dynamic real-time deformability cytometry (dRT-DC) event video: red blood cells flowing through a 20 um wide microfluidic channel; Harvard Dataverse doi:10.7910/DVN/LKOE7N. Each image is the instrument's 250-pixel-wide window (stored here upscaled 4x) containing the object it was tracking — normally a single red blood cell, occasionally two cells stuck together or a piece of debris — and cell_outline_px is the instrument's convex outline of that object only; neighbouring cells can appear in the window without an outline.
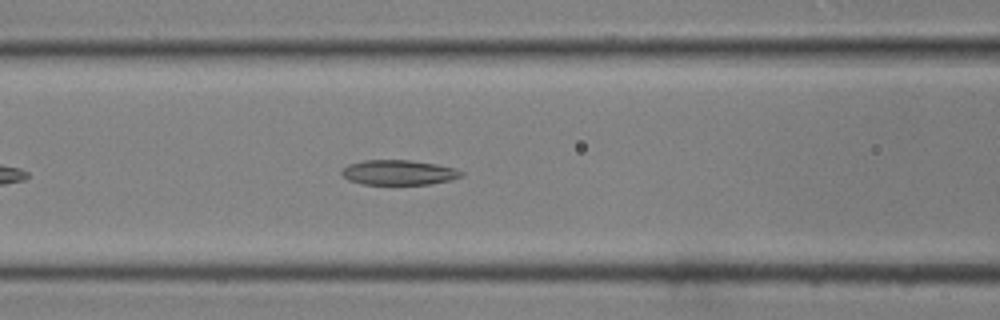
{"species": "common noctule bat (a hibernating species)", "species_latin": "Nyctalus noctula", "temperature_condition": "room temperature", "stored_images_in_passage": 32, "camera_frame_rate_fps": 3000, "um_per_image_px": 0.085, "animal": {"sex": "male", "body_mass_g": 19.0, "forearm_length_mm": 50.8}, "frame": {"image": 1, "passage_image": 8, "time_ms": 2.333, "image_size_px": [1000, 320], "cell_outline_px": [[464, 176], [448, 180], [428, 184], [364, 184], [348, 180], [340, 172], [348, 164], [364, 160], [408, 160], [436, 164], [456, 168], [464, 172]], "centroid_in_image_um": [33.9, 14.65], "position_along_channel_um": 132.7, "area_um2": 17.28}}
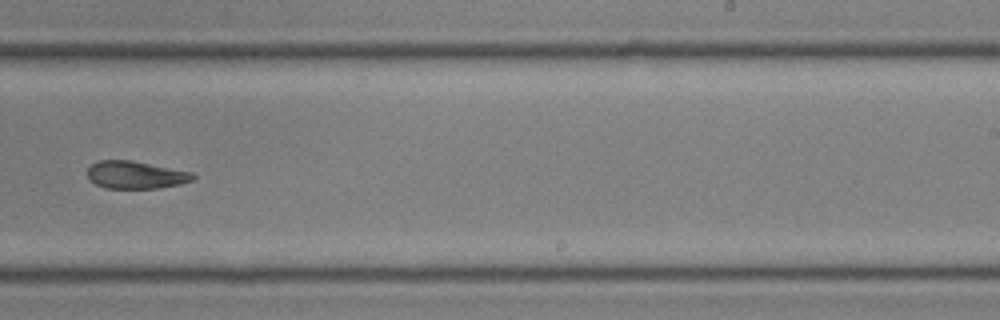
{"frame": {"image": 2, "passage_image": 17, "time_ms": 5.333, "image_size_px": [1000, 320], "cell_outline_px": [[196, 176], [192, 180], [180, 184], [160, 188], [104, 188], [88, 180], [88, 168], [92, 164], [100, 160], [132, 160], [192, 172]], "centroid_in_image_um": [11.52, 14.87], "position_along_channel_um": 277.5, "area_um2": 16.99}}
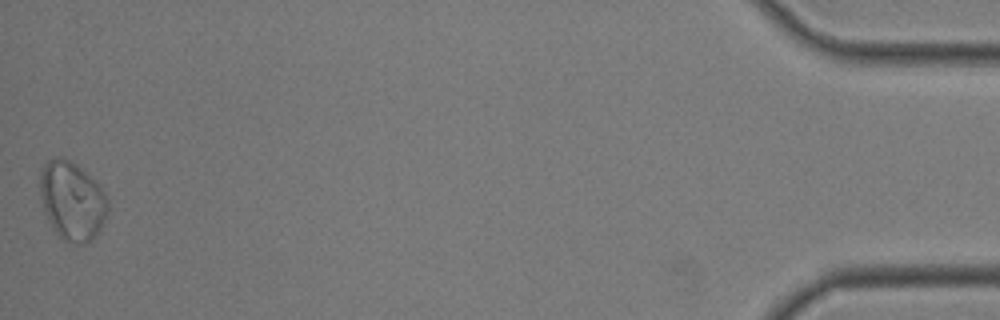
{"frame": {"image": 3, "passage_image": 32, "time_ms": 10.333, "image_size_px": [1000, 320], "cell_outline_px": [[108, 212], [96, 236], [84, 244], [80, 244], [64, 240], [56, 232], [48, 220], [40, 196], [40, 172], [44, 164], [48, 160], [56, 156], [68, 160], [76, 164], [100, 184], [108, 200]], "centroid_in_image_um": [6.14, 17.05], "position_along_channel_um": 429.1, "area_um2": 30.98}}